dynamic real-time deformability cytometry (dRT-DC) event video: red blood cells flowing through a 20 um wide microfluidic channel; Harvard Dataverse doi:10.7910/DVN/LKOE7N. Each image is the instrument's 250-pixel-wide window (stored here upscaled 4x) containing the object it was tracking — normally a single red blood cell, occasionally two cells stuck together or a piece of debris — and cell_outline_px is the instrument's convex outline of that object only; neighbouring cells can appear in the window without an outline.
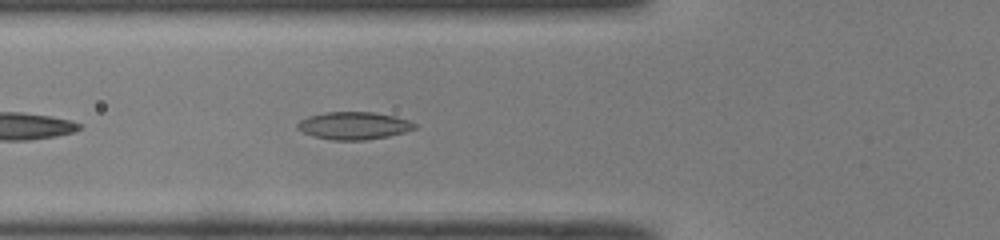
{"species": "common noctule bat (a hibernating species)", "species_latin": "Nyctalus noctula", "temperature_condition": "room temperature", "stored_images_in_passage": 23, "camera_frame_rate_fps": 3000, "um_per_image_px": 0.085, "animal": {"sex": "male", "body_mass_g": 19.0, "forearm_length_mm": 50.8}, "frame": {"image": 1, "passage_image": 5, "time_ms": 1.333, "image_size_px": [1000, 240], "cell_outline_px": [[416, 128], [404, 132], [388, 136], [364, 140], [332, 140], [316, 136], [304, 132], [296, 128], [296, 124], [300, 120], [308, 116], [324, 112], [372, 112], [396, 116], [408, 120], [416, 124]], "centroid_in_image_um": [30.07, 10.67], "position_along_channel_um": 95.7, "area_um2": 18.73}}
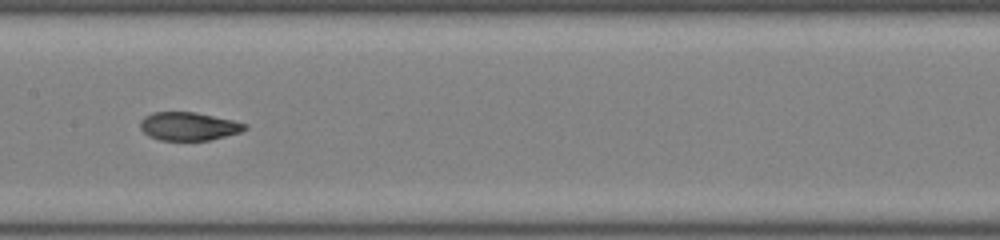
{"frame": {"image": 2, "passage_image": 12, "time_ms": 3.667, "image_size_px": [1000, 240], "cell_outline_px": [[248, 128], [240, 132], [208, 140], [160, 140], [148, 136], [140, 128], [140, 120], [144, 116], [152, 112], [196, 112], [232, 120], [248, 124]], "centroid_in_image_um": [16.01, 10.73], "position_along_channel_um": 191.4, "area_um2": 17.22}}
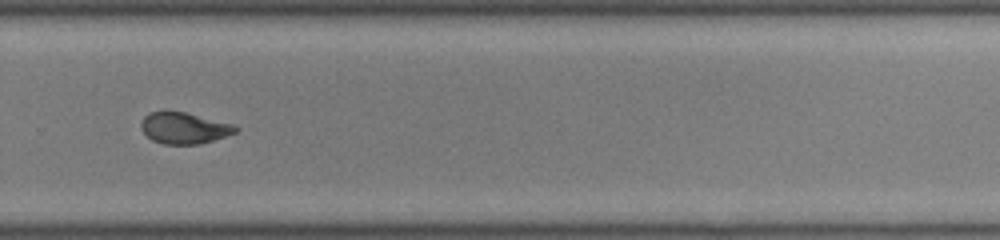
{"frame": {"image": 3, "passage_image": 21, "time_ms": 6.667, "image_size_px": [1000, 240], "cell_outline_px": [[240, 128], [236, 132], [200, 144], [164, 144], [152, 140], [140, 128], [140, 124], [144, 116], [148, 112], [164, 108], [184, 112], [236, 124]], "centroid_in_image_um": [15.62, 10.84], "position_along_channel_um": 314.2, "area_um2": 17.69}}